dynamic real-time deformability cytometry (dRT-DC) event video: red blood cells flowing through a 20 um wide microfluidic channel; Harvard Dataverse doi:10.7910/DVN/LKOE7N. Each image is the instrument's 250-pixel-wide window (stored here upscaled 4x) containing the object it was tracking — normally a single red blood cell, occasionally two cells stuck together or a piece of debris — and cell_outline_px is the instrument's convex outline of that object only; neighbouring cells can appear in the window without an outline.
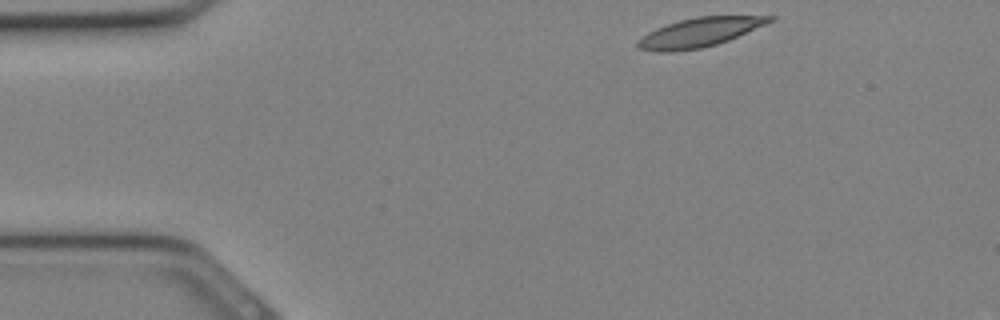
{"species": "Egyptian fruit bat (a non-hibernating species)", "species_latin": "Rousettus aegyptiacus", "temperature_condition": "cold", "stored_images_in_passage": 28, "camera_frame_rate_fps": 3000, "um_per_image_px": 0.085, "animal": {"sex": "female"}, "frame": {"image": 1, "passage_image": 1, "time_ms": 0.0, "image_size_px": [1000, 320], "cell_outline_px": [[776, 20], [728, 40], [716, 44], [700, 48], [672, 52], [656, 52], [640, 48], [636, 44], [636, 40], [648, 32], [656, 28], [680, 20], [696, 16], [776, 16]], "centroid_in_image_um": [59.45, 2.75], "position_along_channel_um": 25.6, "area_um2": 22.25}}
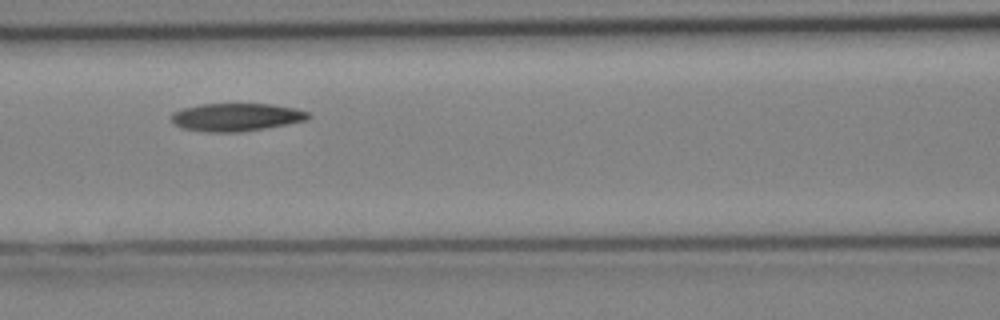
{"frame": {"image": 2, "passage_image": 10, "time_ms": 3.0, "image_size_px": [1000, 320], "cell_outline_px": [[312, 116], [308, 120], [288, 124], [240, 132], [208, 132], [180, 128], [172, 124], [172, 112], [184, 108], [200, 104], [272, 104], [296, 108], [308, 112]], "centroid_in_image_um": [20.08, 9.96], "position_along_channel_um": 146.5, "area_um2": 22.43}}
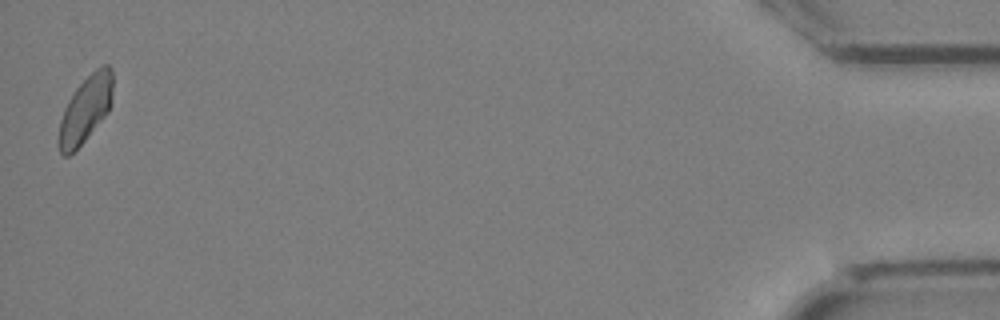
{"frame": {"image": 3, "passage_image": 28, "time_ms": 9.0, "image_size_px": [1000, 320], "cell_outline_px": [[112, 104], [108, 112], [84, 140], [68, 156], [64, 156], [60, 152], [56, 144], [56, 140], [60, 120], [64, 108], [68, 100], [76, 88], [100, 64], [108, 64], [112, 68]], "centroid_in_image_um": [7.25, 9.28], "position_along_channel_um": 428.0, "area_um2": 21.04}}